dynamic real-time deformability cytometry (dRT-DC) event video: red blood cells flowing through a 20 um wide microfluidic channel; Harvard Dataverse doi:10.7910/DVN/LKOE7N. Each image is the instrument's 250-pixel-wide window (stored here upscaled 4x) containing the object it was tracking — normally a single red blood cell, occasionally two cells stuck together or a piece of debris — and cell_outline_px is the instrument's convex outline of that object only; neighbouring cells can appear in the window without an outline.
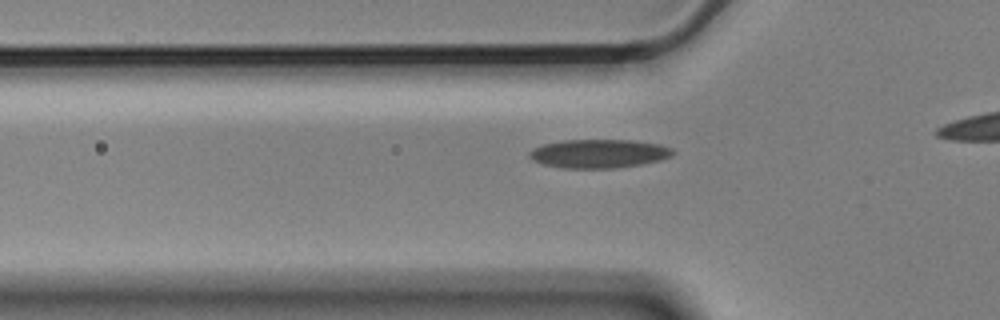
{"species": "Egyptian fruit bat (a non-hibernating species)", "species_latin": "Rousettus aegyptiacus", "temperature_condition": "cold", "stored_images_in_passage": 30, "camera_frame_rate_fps": 3000, "um_per_image_px": 0.085, "animal": {"sex": "male"}, "frame": {"image": 1, "passage_image": 3, "time_ms": 0.667, "image_size_px": [1000, 320], "cell_outline_px": [[676, 152], [672, 156], [660, 160], [640, 164], [616, 168], [560, 168], [544, 164], [532, 160], [528, 156], [528, 152], [532, 148], [544, 144], [564, 140], [632, 140], [660, 144], [672, 148]], "centroid_in_image_um": [50.9, 13.05], "position_along_channel_um": 74.9, "area_um2": 24.1}}
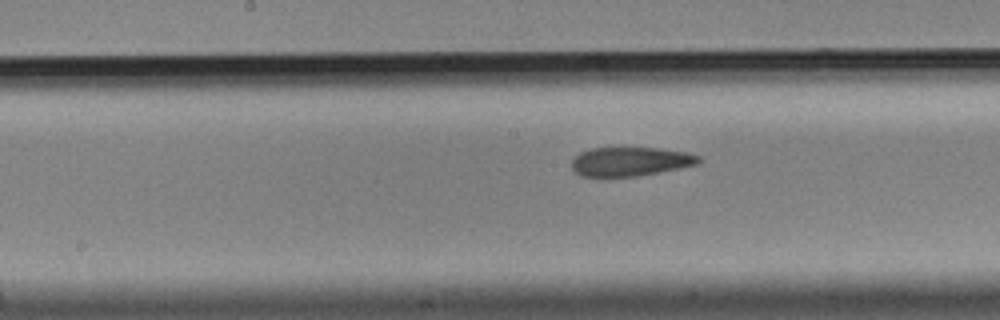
{"frame": {"image": 2, "passage_image": 13, "time_ms": 4.0, "image_size_px": [1000, 320], "cell_outline_px": [[700, 160], [696, 164], [680, 168], [660, 172], [636, 176], [580, 176], [572, 168], [572, 160], [580, 152], [592, 148], [656, 148], [684, 152], [700, 156]], "centroid_in_image_um": [53.55, 13.73], "position_along_channel_um": 194.6, "area_um2": 21.15}}
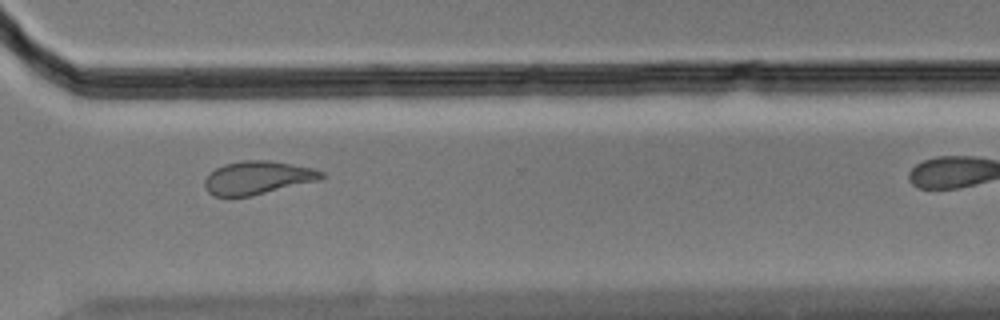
{"frame": {"image": 3, "passage_image": 26, "time_ms": 8.333, "image_size_px": [1000, 320], "cell_outline_px": [[324, 176], [320, 180], [252, 196], [212, 196], [204, 188], [204, 180], [216, 168], [224, 164], [244, 160], [268, 160], [292, 164], [312, 168], [324, 172]], "centroid_in_image_um": [21.9, 15.11], "position_along_channel_um": 348.7, "area_um2": 22.6}}